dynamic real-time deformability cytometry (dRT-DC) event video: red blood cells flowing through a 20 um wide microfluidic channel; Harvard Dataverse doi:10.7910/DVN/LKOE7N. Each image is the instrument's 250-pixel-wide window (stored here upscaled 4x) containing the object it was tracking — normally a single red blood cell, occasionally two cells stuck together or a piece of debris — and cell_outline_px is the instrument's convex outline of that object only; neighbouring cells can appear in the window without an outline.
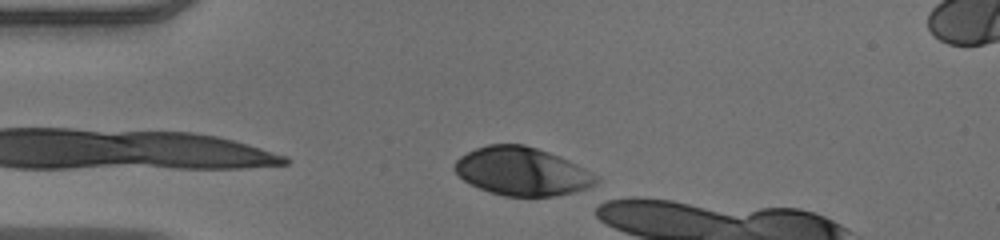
{"species": "human", "species_latin": "Homo sapiens", "temperature_condition": "warm", "stored_images_in_passage": 12, "camera_frame_rate_fps": 3000, "um_per_image_px": 0.085, "donor": {"sex": "male"}, "frame": {"image": 1, "passage_image": 1, "time_ms": 0.0, "image_size_px": [1000, 240], "cell_outline_px": [[600, 180], [596, 184], [588, 188], [556, 196], [504, 196], [480, 188], [464, 180], [452, 168], [456, 160], [460, 156], [476, 148], [488, 144], [524, 144], [548, 152], [568, 160], [584, 168], [596, 176]], "centroid_in_image_um": [44.36, 14.56], "position_along_channel_um": 40.6, "area_um2": 39.48}}
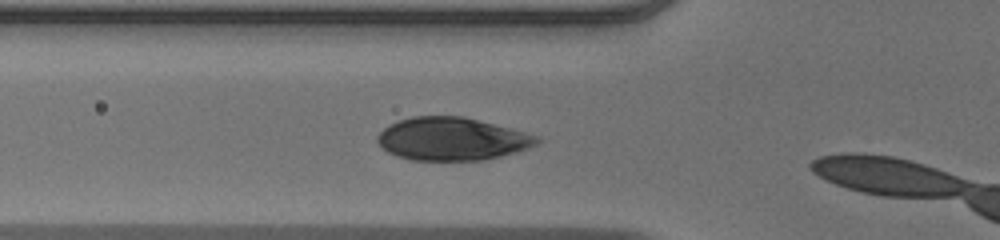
{"frame": {"image": 2, "passage_image": 7, "time_ms": 2.0, "image_size_px": [1000, 240], "cell_outline_px": [[540, 140], [536, 144], [528, 148], [516, 152], [484, 160], [412, 160], [396, 156], [380, 148], [376, 140], [376, 136], [388, 124], [412, 116], [464, 116], [540, 136]], "centroid_in_image_um": [38.38, 11.81], "position_along_channel_um": 87.4, "area_um2": 40.0}}
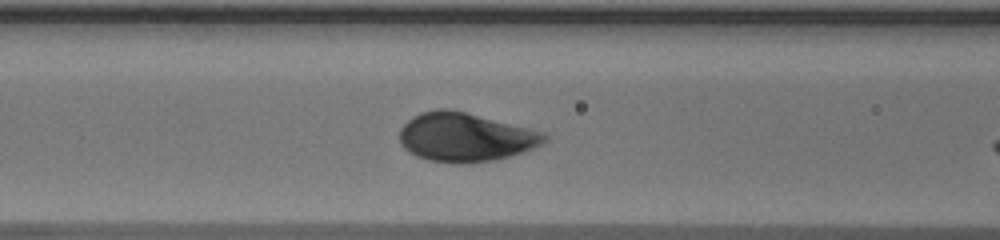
{"frame": {"image": 3, "passage_image": 10, "time_ms": 3.0, "image_size_px": [1000, 240], "cell_outline_px": [[548, 140], [544, 144], [524, 152], [492, 160], [464, 164], [428, 160], [416, 156], [408, 152], [400, 144], [400, 128], [412, 116], [420, 112], [440, 108], [448, 108], [544, 132], [548, 136]], "centroid_in_image_um": [39.54, 11.66], "position_along_channel_um": 127.1, "area_um2": 41.21}}